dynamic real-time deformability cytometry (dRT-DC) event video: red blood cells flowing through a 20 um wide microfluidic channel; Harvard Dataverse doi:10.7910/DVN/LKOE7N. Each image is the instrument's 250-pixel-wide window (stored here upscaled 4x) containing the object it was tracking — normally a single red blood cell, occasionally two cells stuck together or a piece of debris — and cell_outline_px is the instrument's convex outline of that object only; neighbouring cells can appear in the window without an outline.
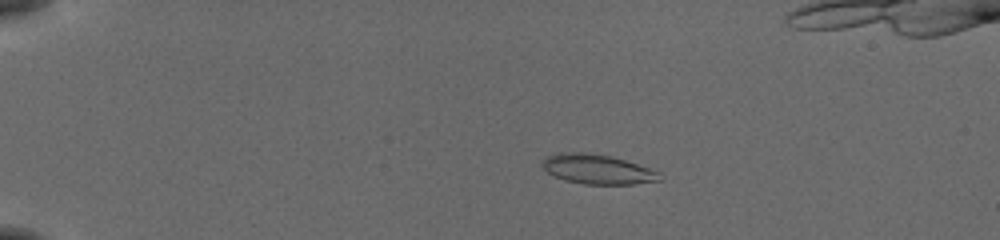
{"species": "common noctule bat (a hibernating species)", "species_latin": "Nyctalus noctula", "temperature_condition": "cold", "stored_images_in_passage": 56, "camera_frame_rate_fps": 3000, "um_per_image_px": 0.085, "animal": {"sex": "female", "body_mass_g": 19.5, "forearm_length_mm": 54.1}, "frame": {"image": 1, "passage_image": 12, "time_ms": 3.667, "image_size_px": [1000, 240], "cell_outline_px": [[664, 180], [632, 184], [584, 184], [564, 180], [552, 176], [540, 164], [548, 156], [560, 152], [584, 152], [608, 156], [624, 160], [660, 172]], "centroid_in_image_um": [50.78, 14.4], "position_along_channel_um": 34.2, "area_um2": 20.17}}
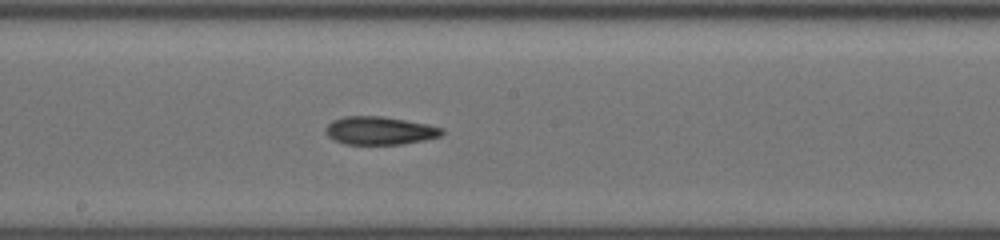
{"frame": {"image": 2, "passage_image": 32, "time_ms": 10.333, "image_size_px": [1000, 240], "cell_outline_px": [[444, 132], [440, 136], [424, 140], [404, 144], [344, 144], [328, 136], [324, 132], [324, 128], [332, 120], [344, 116], [384, 116], [428, 124], [444, 128]], "centroid_in_image_um": [32.27, 11.09], "position_along_channel_um": 215.9, "area_um2": 19.19}}
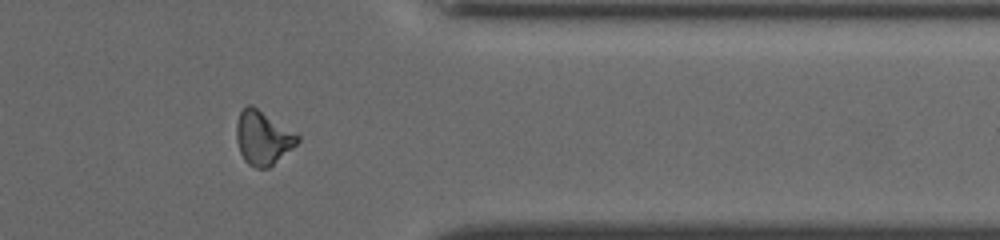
{"frame": {"image": 3, "passage_image": 46, "time_ms": 15.0, "image_size_px": [1000, 240], "cell_outline_px": [[300, 140], [292, 148], [268, 168], [256, 168], [248, 164], [244, 160], [240, 152], [236, 140], [236, 124], [240, 112], [248, 104], [252, 104], [300, 136]], "centroid_in_image_um": [22.32, 11.71], "position_along_channel_um": 389.1, "area_um2": 19.02}, "authors_computed_cell_mechanics": {"area_um2": 19.0162, "velocity_mm_per_s": 3.8648, "shape_relaxation_time_tau1_ms": 11.0504, "shape_relaxation_time_tau2_ms": 3.1249, "deformation_change_tau1": 0.2344, "deformation_change_tau2": 0.1185}}